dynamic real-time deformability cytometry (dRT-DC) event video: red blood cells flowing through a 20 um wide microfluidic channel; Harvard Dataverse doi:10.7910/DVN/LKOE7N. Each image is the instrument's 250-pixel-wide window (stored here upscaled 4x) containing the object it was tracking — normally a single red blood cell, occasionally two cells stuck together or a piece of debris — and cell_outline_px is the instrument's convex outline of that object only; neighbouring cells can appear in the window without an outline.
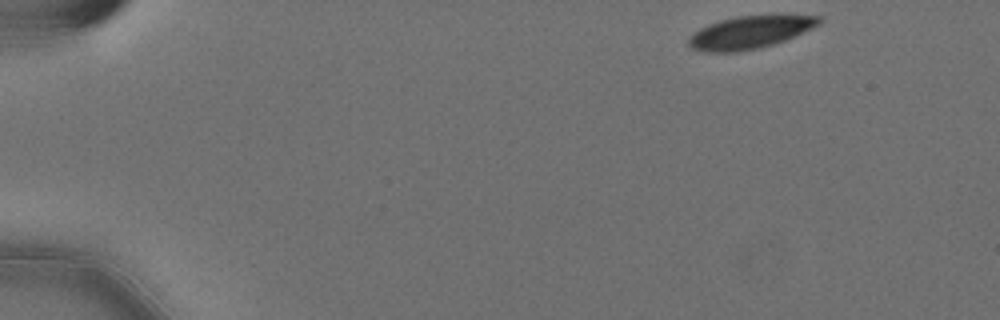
{"species": "Egyptian fruit bat (a non-hibernating species)", "species_latin": "Rousettus aegyptiacus", "temperature_condition": "cold", "stored_images_in_passage": 52, "camera_frame_rate_fps": 3000, "um_per_image_px": 0.085, "animal": {"sex": "female"}, "frame": {"image": 1, "passage_image": 1, "time_ms": 0.0, "image_size_px": [1000, 320], "cell_outline_px": [[820, 24], [784, 40], [760, 48], [736, 52], [704, 52], [692, 48], [688, 44], [688, 40], [700, 28], [708, 24], [720, 20], [736, 16], [820, 16]], "centroid_in_image_um": [63.68, 2.76], "position_along_channel_um": 21.3, "area_um2": 24.16}}
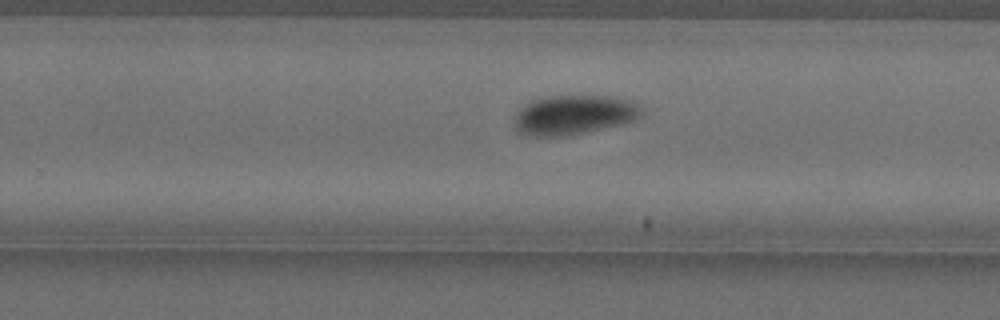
{"frame": {"image": 2, "passage_image": 32, "time_ms": 10.333, "image_size_px": [1000, 320], "cell_outline_px": [[644, 116], [636, 120], [620, 124], [568, 136], [528, 136], [520, 132], [516, 128], [512, 120], [516, 112], [524, 104], [532, 100], [548, 96], [612, 96], [628, 100], [644, 108]], "centroid_in_image_um": [48.78, 9.76], "position_along_channel_um": 281.0, "area_um2": 29.59}}
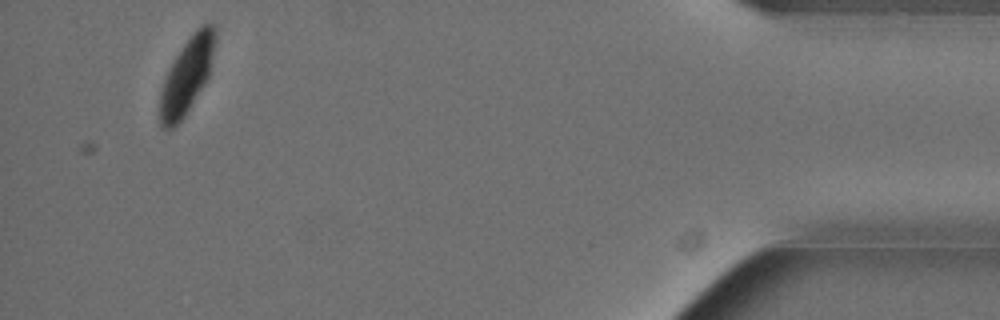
{"frame": {"image": 3, "passage_image": 49, "time_ms": 16.0, "image_size_px": [1000, 320], "cell_outline_px": [[216, 36], [208, 76], [204, 84], [184, 116], [172, 128], [160, 128], [160, 92], [164, 80], [172, 60], [196, 28], [200, 24], [212, 24], [216, 28]], "centroid_in_image_um": [15.87, 6.4], "position_along_channel_um": 419.3, "area_um2": 23.93}, "authors_computed_cell_mechanics": {"area_um2": 27.5128, "velocity_mm_per_s": 3.5558, "shape_relaxation_time_tau1_ms": 3.4751, "shape_relaxation_time_tau2_ms": 4.8982, "deformation_change_tau1": 0.1055, "deformation_change_tau2": 0.0323}}